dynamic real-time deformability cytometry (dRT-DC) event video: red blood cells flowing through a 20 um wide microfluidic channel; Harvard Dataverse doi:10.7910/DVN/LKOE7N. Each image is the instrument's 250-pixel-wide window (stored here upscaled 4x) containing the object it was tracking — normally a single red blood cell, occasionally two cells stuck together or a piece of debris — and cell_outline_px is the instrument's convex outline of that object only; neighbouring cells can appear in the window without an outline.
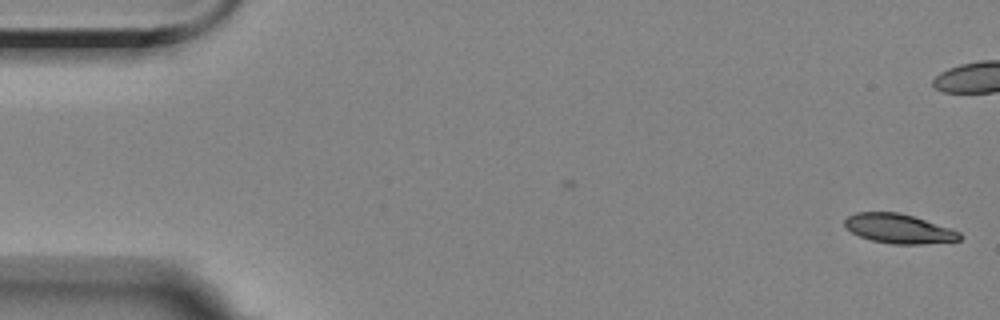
{"species": "Egyptian fruit bat (a non-hibernating species)", "species_latin": "Rousettus aegyptiacus", "temperature_condition": "room temperature", "stored_images_in_passage": 4, "camera_frame_rate_fps": 3000, "um_per_image_px": 0.085, "animal": {"sex": "female"}, "frame": {"image": 1, "passage_image": 1, "time_ms": 0.0, "image_size_px": [1000, 320], "cell_outline_px": [[960, 240], [920, 244], [892, 244], [872, 240], [860, 236], [852, 232], [844, 224], [844, 220], [848, 216], [856, 212], [900, 212], [960, 232]], "centroid_in_image_um": [76.35, 19.43], "position_along_channel_um": 8.6, "area_um2": 19.31}}